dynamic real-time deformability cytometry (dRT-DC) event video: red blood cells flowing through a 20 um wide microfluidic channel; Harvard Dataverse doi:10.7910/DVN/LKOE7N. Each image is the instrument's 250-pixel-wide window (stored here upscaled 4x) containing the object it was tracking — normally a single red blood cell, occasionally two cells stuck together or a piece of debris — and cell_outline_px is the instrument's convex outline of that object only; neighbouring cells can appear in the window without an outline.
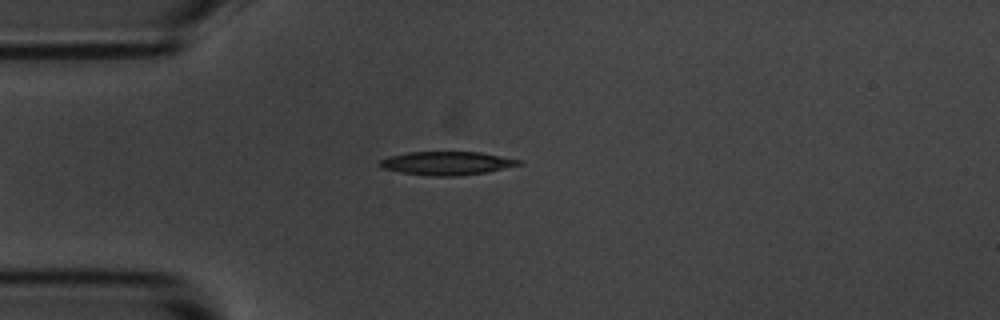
{"species": "common noctule bat (a hibernating species)", "species_latin": "Nyctalus noctula", "temperature_condition": "room temperature", "stored_images_in_passage": 1, "camera_frame_rate_fps": 3000, "um_per_image_px": 0.085, "animal": {"sex": "male", "body_mass_g": 20.1, "forearm_length_mm": 53.5}, "frame": {"image": 1, "passage_image": 1, "time_ms": 0.0, "image_size_px": [1000, 320], "cell_outline_px": [[524, 164], [488, 172], [456, 176], [432, 176], [400, 172], [380, 168], [376, 164], [380, 160], [388, 156], [408, 152], [480, 152], [520, 160]], "centroid_in_image_um": [37.94, 13.88], "position_along_channel_um": 47.1, "area_um2": 19.13}}